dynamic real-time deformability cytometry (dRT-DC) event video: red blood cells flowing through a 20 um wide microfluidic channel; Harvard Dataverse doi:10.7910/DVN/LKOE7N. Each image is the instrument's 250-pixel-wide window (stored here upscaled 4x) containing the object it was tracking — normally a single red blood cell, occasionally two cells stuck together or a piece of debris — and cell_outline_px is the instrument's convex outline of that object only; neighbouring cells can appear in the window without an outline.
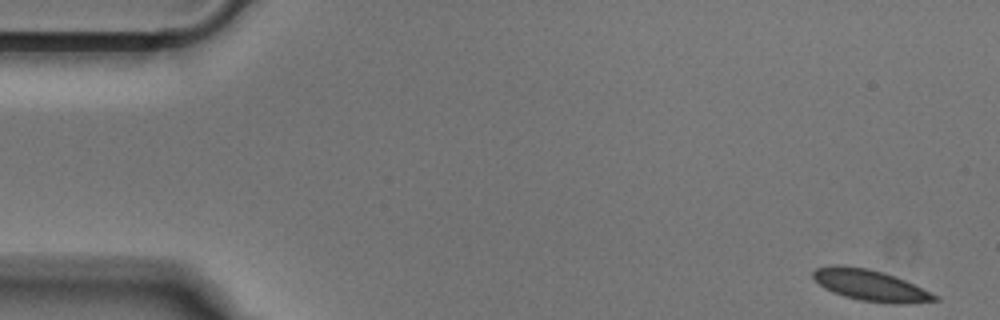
{"species": "Egyptian fruit bat (a non-hibernating species)", "species_latin": "Rousettus aegyptiacus", "temperature_condition": "cold", "stored_images_in_passage": 51, "camera_frame_rate_fps": 3000, "um_per_image_px": 0.085, "animal": {"sex": "male"}, "frame": {"image": 1, "passage_image": 1, "time_ms": 0.0, "image_size_px": [1000, 320], "cell_outline_px": [[940, 300], [896, 304], [860, 300], [844, 296], [832, 292], [824, 288], [812, 276], [812, 272], [816, 268], [832, 264], [844, 264], [868, 268], [884, 272], [896, 276], [940, 296]], "centroid_in_image_um": [73.97, 24.23], "position_along_channel_um": 11.0, "area_um2": 22.25}}
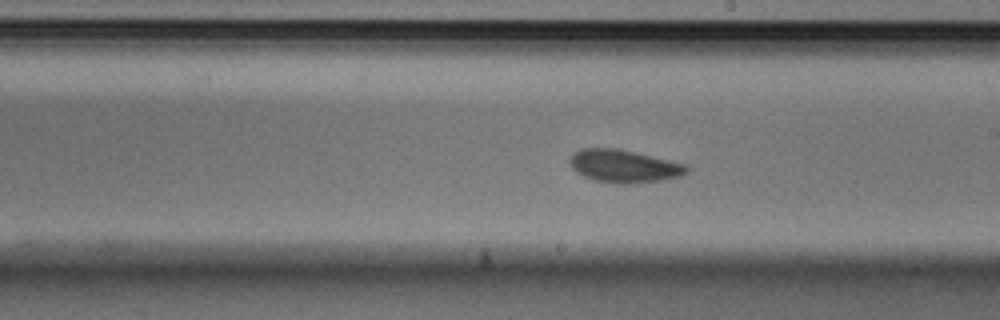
{"frame": {"image": 2, "passage_image": 28, "time_ms": 9.0, "image_size_px": [1000, 320], "cell_outline_px": [[688, 172], [680, 176], [664, 180], [632, 184], [616, 184], [596, 180], [584, 176], [576, 172], [572, 168], [568, 160], [572, 152], [580, 148], [616, 148], [688, 164]], "centroid_in_image_um": [53.02, 14.12], "position_along_channel_um": 236.0, "area_um2": 22.6}}
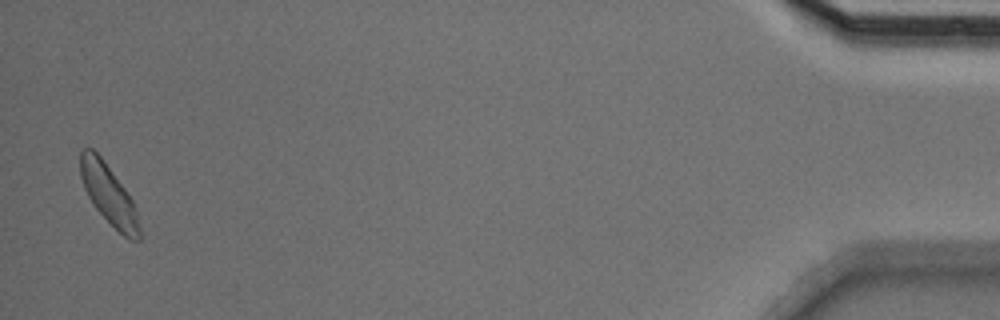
{"frame": {"image": 3, "passage_image": 50, "time_ms": 16.333, "image_size_px": [1000, 320], "cell_outline_px": [[140, 240], [132, 240], [124, 236], [96, 208], [88, 196], [84, 188], [80, 176], [80, 148], [92, 148], [100, 156], [124, 188], [132, 200], [136, 208], [140, 228]], "centroid_in_image_um": [9.23, 16.51], "position_along_channel_um": 426.0, "area_um2": 20.17}}